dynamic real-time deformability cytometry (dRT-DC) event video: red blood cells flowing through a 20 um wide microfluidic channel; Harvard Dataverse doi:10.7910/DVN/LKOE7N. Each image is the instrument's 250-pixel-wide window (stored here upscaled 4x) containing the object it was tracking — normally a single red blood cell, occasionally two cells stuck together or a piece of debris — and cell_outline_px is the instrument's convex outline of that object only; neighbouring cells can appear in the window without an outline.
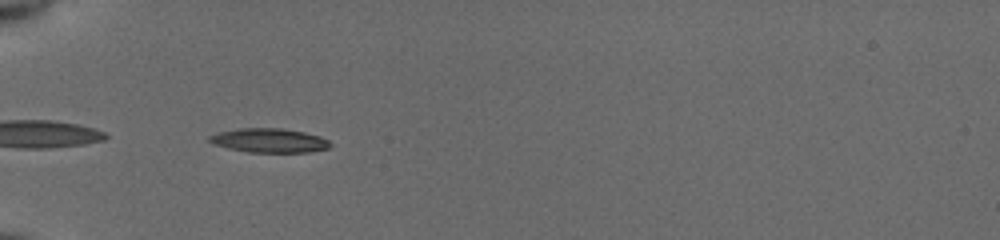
{"species": "common noctule bat (a hibernating species)", "species_latin": "Nyctalus noctula", "temperature_condition": "cold", "stored_images_in_passage": 36, "camera_frame_rate_fps": 3000, "um_per_image_px": 0.085, "animal": {"sex": "female", "body_mass_g": 19.5, "forearm_length_mm": 54.1}, "frame": {"image": 1, "passage_image": 1, "time_ms": 0.0, "image_size_px": [1000, 240], "cell_outline_px": [[332, 144], [328, 148], [308, 152], [248, 152], [228, 148], [212, 144], [208, 140], [208, 136], [216, 132], [240, 128], [280, 128], [304, 132], [320, 136], [328, 140]], "centroid_in_image_um": [22.85, 11.93], "position_along_channel_um": 62.2, "area_um2": 17.05}}
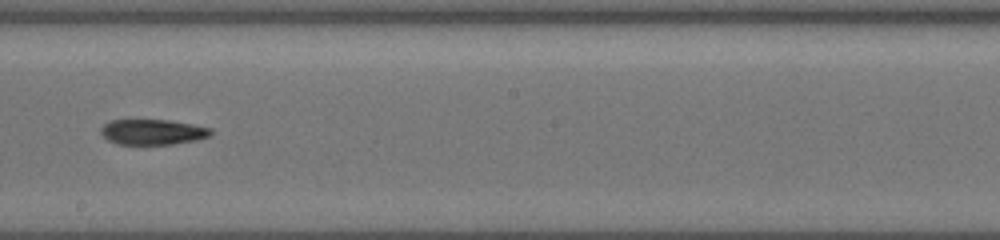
{"frame": {"image": 2, "passage_image": 15, "time_ms": 4.667, "image_size_px": [1000, 240], "cell_outline_px": [[212, 132], [208, 136], [196, 140], [172, 144], [116, 144], [108, 140], [100, 132], [100, 128], [104, 124], [112, 120], [168, 120], [192, 124], [212, 128]], "centroid_in_image_um": [12.96, 11.22], "position_along_channel_um": 235.2, "area_um2": 16.18}}
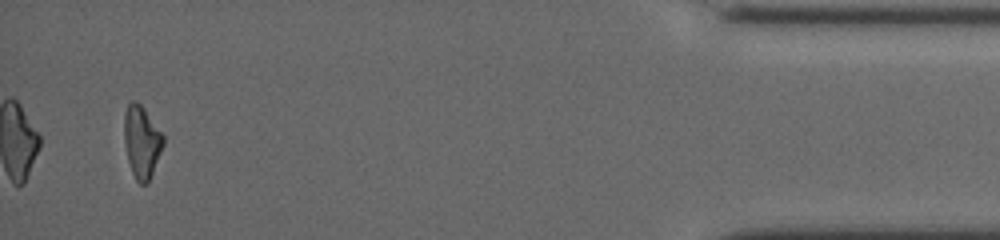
{"frame": {"image": 3, "passage_image": 34, "time_ms": 11.0, "image_size_px": [1000, 240], "cell_outline_px": [[164, 144], [148, 184], [140, 184], [136, 180], [132, 172], [128, 160], [124, 140], [124, 116], [128, 104], [132, 100], [136, 100], [144, 108], [164, 136]], "centroid_in_image_um": [12.05, 12.06], "position_along_channel_um": 423.2, "area_um2": 16.42}}